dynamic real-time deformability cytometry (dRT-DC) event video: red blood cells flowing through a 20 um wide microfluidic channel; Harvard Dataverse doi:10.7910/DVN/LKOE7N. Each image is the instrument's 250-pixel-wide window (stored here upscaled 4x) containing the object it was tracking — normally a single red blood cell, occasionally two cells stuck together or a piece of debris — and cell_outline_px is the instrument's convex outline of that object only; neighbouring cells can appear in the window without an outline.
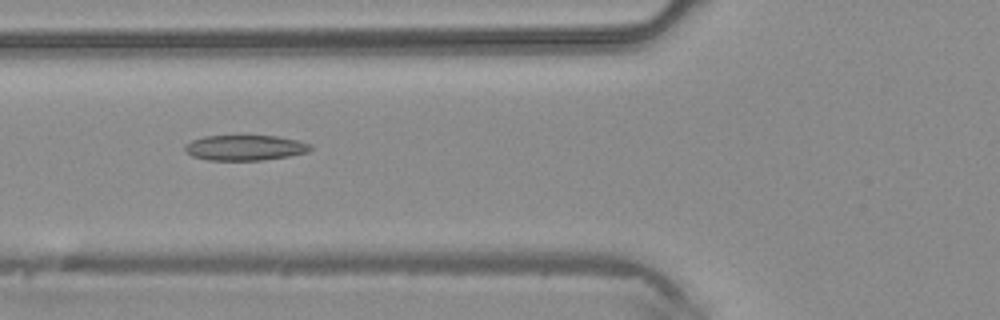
{"species": "common noctule bat (a hibernating species)", "species_latin": "Nyctalus noctula", "temperature_condition": "warm", "stored_images_in_passage": 34, "camera_frame_rate_fps": 3000, "um_per_image_px": 0.085, "animal": {"sex": "male", "body_mass_g": 20.4}, "frame": {"image": 1, "passage_image": 6, "time_ms": 1.667, "image_size_px": [1000, 320], "cell_outline_px": [[312, 148], [308, 152], [288, 156], [260, 160], [208, 160], [192, 156], [184, 152], [184, 144], [192, 140], [204, 136], [276, 136], [300, 140], [312, 144]], "centroid_in_image_um": [20.82, 12.55], "position_along_channel_um": 105.0, "area_um2": 18.67}}
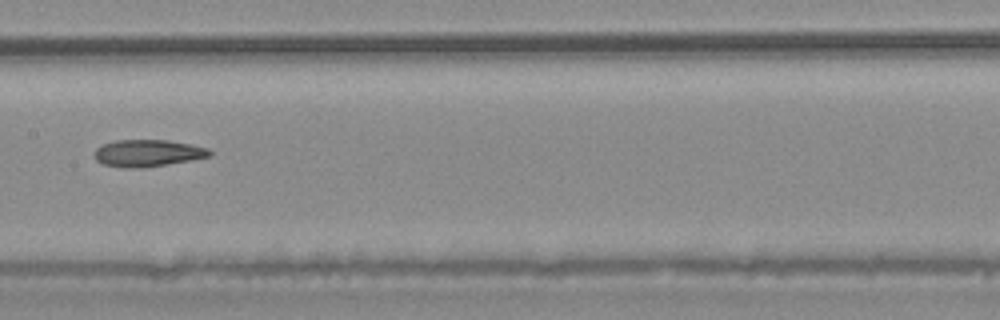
{"frame": {"image": 2, "passage_image": 12, "time_ms": 3.667, "image_size_px": [1000, 320], "cell_outline_px": [[212, 156], [192, 160], [136, 168], [128, 168], [104, 164], [96, 160], [96, 148], [104, 144], [116, 140], [168, 140], [192, 144], [208, 148], [212, 152]], "centroid_in_image_um": [12.61, 13.0], "position_along_channel_um": 194.8, "area_um2": 17.86}}
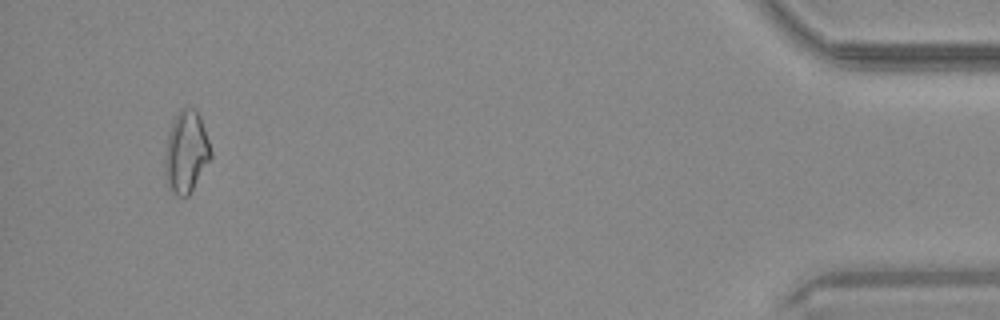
{"frame": {"image": 3, "passage_image": 32, "time_ms": 10.333, "image_size_px": [1000, 320], "cell_outline_px": [[212, 156], [188, 196], [176, 196], [168, 192], [164, 172], [164, 160], [168, 136], [172, 124], [180, 108], [192, 108], [200, 116], [212, 152]], "centroid_in_image_um": [15.8, 12.98], "position_along_channel_um": 419.4, "area_um2": 21.79}}